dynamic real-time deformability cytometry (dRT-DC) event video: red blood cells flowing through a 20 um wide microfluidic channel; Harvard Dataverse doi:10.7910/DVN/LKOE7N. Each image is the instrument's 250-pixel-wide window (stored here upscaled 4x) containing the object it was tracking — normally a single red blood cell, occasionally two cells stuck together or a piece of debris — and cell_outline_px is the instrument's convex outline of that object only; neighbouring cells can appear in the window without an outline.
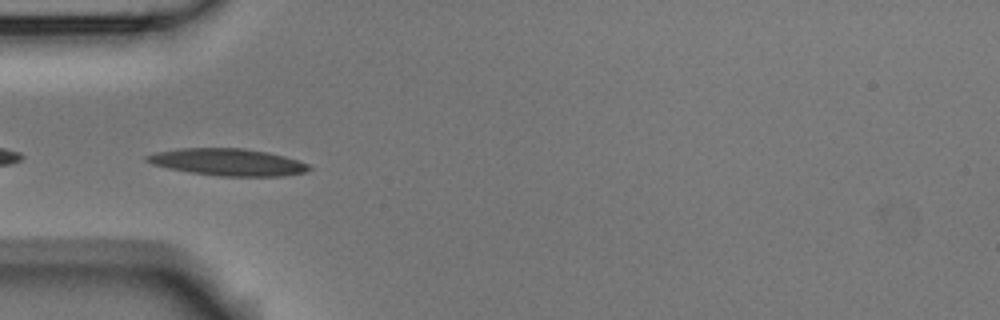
{"species": "Egyptian fruit bat (a non-hibernating species)", "species_latin": "Rousettus aegyptiacus", "temperature_condition": "room temperature", "stored_images_in_passage": 5, "camera_frame_rate_fps": 3000, "um_per_image_px": 0.085, "animal": {"sex": "male"}, "frame": {"image": 1, "passage_image": 3, "time_ms": 0.667, "image_size_px": [1000, 320], "cell_outline_px": [[312, 168], [304, 172], [284, 176], [220, 176], [192, 172], [168, 168], [152, 164], [144, 160], [144, 156], [156, 152], [176, 148], [244, 148], [268, 152], [284, 156], [308, 164]], "centroid_in_image_um": [19.33, 13.77], "position_along_channel_um": 65.7, "area_um2": 25.49}}
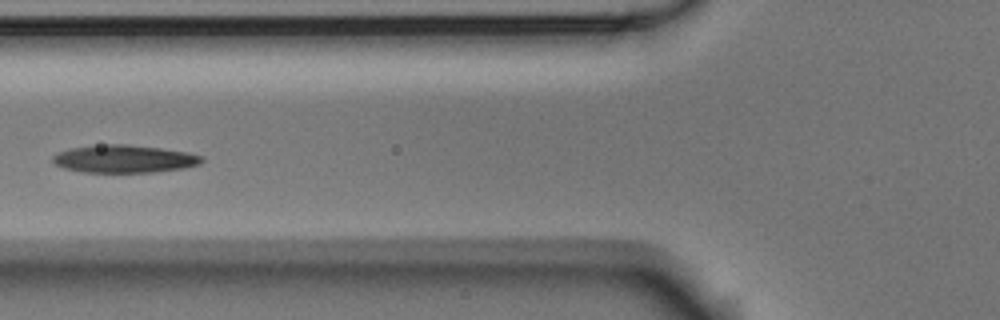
{"frame": {"image": 2, "passage_image": 4, "time_ms": 1.0, "image_size_px": [1000, 320], "cell_outline_px": [[204, 160], [200, 164], [184, 168], [152, 172], [84, 172], [64, 168], [56, 164], [52, 160], [52, 156], [68, 148], [108, 144], [128, 144], [160, 148], [188, 152], [204, 156]], "centroid_in_image_um": [10.59, 13.5], "position_along_channel_um": 115.2, "area_um2": 24.04}}
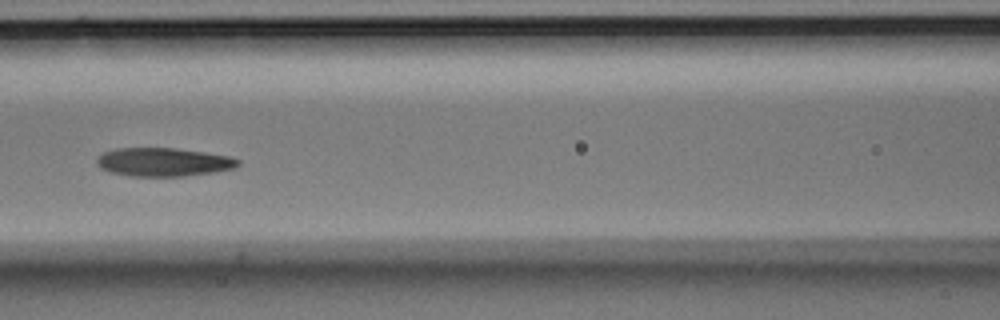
{"frame": {"image": 3, "passage_image": 5, "time_ms": 1.333, "image_size_px": [1000, 320], "cell_outline_px": [[240, 164], [236, 168], [216, 172], [184, 176], [132, 176], [112, 172], [100, 168], [96, 164], [96, 160], [104, 152], [116, 148], [172, 148], [204, 152], [228, 156], [240, 160]], "centroid_in_image_um": [13.92, 13.78], "position_along_channel_um": 152.7, "area_um2": 23.41}}